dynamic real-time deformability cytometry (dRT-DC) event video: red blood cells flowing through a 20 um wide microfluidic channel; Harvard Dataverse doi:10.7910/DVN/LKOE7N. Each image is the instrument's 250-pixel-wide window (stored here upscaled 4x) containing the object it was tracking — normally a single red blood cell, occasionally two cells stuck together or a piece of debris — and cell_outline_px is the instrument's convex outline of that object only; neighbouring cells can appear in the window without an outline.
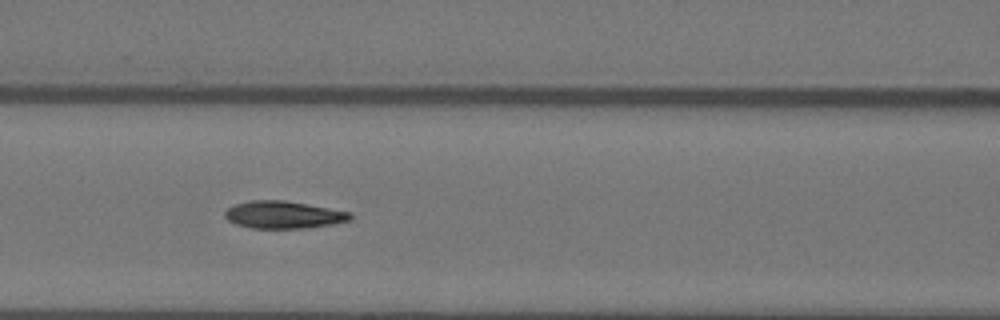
{"species": "Egyptian fruit bat (a non-hibernating species)", "species_latin": "Rousettus aegyptiacus", "temperature_condition": "warm", "stored_images_in_passage": 15, "camera_frame_rate_fps": 3000, "um_per_image_px": 0.085, "animal": {"sex": "female"}, "frame": {"image": 1, "passage_image": 6, "time_ms": 1.667, "image_size_px": [1000, 320], "cell_outline_px": [[352, 220], [332, 224], [308, 228], [252, 228], [236, 224], [228, 220], [224, 216], [224, 212], [228, 208], [236, 204], [252, 200], [284, 200], [352, 212]], "centroid_in_image_um": [24.12, 18.26], "position_along_channel_um": 142.5, "area_um2": 20.0}}
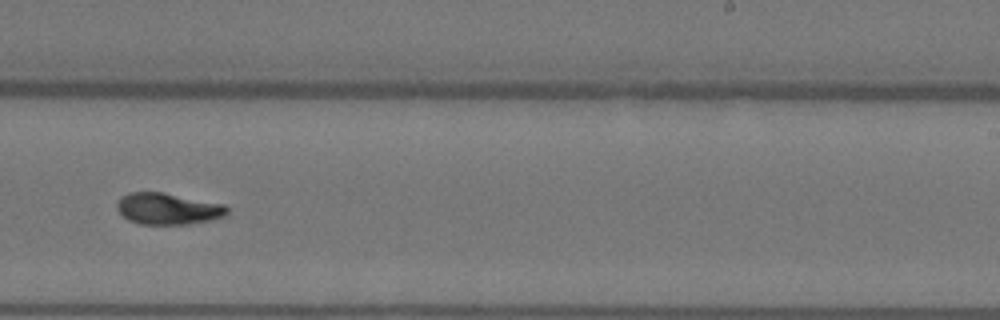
{"frame": {"image": 2, "passage_image": 9, "time_ms": 2.667, "image_size_px": [1000, 320], "cell_outline_px": [[228, 212], [224, 216], [212, 220], [188, 224], [140, 224], [128, 220], [116, 208], [116, 204], [120, 196], [128, 192], [164, 192], [224, 204], [228, 208]], "centroid_in_image_um": [14.26, 17.73], "position_along_channel_um": 274.7, "area_um2": 20.35}}
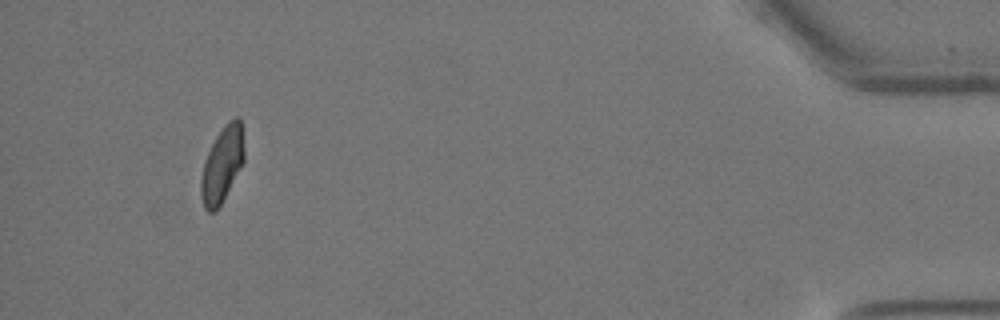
{"frame": {"image": 3, "passage_image": 15, "time_ms": 4.667, "image_size_px": [1000, 320], "cell_outline_px": [[244, 160], [216, 212], [208, 212], [204, 208], [200, 196], [200, 180], [204, 160], [216, 136], [224, 124], [228, 120], [236, 116], [240, 120], [244, 148]], "centroid_in_image_um": [18.85, 13.99], "position_along_channel_um": 416.3, "area_um2": 18.9}}